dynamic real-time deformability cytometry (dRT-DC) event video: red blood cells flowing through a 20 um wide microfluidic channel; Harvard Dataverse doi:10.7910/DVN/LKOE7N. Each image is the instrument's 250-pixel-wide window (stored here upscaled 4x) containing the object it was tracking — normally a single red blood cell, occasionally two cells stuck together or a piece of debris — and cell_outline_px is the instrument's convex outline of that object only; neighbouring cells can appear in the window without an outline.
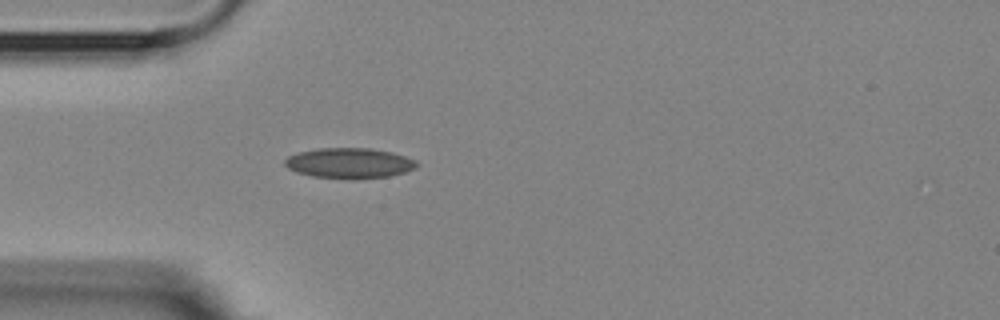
{"species": "Egyptian fruit bat (a non-hibernating species)", "species_latin": "Rousettus aegyptiacus", "temperature_condition": "room temperature", "stored_images_in_passage": 3, "camera_frame_rate_fps": 3000, "um_per_image_px": 0.085, "animal": {"sex": "female"}, "frame": {"image": 1, "passage_image": 3, "time_ms": 3.333, "image_size_px": [1000, 320], "cell_outline_px": [[420, 164], [416, 168], [404, 172], [388, 176], [356, 180], [344, 180], [312, 176], [296, 172], [288, 168], [284, 164], [284, 160], [288, 156], [300, 152], [320, 148], [368, 148], [392, 152], [416, 160]], "centroid_in_image_um": [29.7, 13.88], "position_along_channel_um": 55.3, "area_um2": 23.64}}